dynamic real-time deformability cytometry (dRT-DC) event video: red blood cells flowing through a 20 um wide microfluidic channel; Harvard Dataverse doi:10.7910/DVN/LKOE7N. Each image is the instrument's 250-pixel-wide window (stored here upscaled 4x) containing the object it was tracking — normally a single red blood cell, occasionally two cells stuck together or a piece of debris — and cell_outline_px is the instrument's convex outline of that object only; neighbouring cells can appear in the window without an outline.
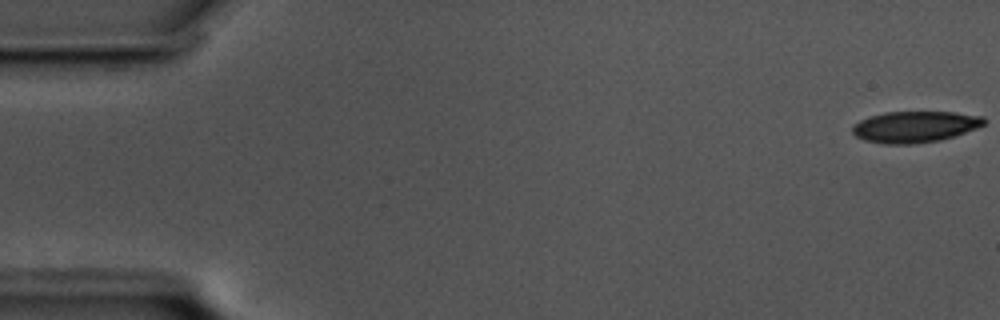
{"species": "common noctule bat (a hibernating species)", "species_latin": "Nyctalus noctula", "temperature_condition": "cold", "stored_images_in_passage": 14, "camera_frame_rate_fps": 3000, "um_per_image_px": 0.085, "animal": {"sex": "male", "body_mass_g": 17.5, "forearm_length_mm": 52.3}, "frame": {"image": 1, "passage_image": 1, "time_ms": 0.0, "image_size_px": [1000, 320], "cell_outline_px": [[984, 124], [948, 136], [932, 140], [872, 140], [860, 136], [852, 128], [856, 124], [864, 120], [876, 116], [892, 112], [948, 112], [968, 116], [984, 120]], "centroid_in_image_um": [77.78, 10.69], "position_along_channel_um": 7.2, "area_um2": 20.52}}
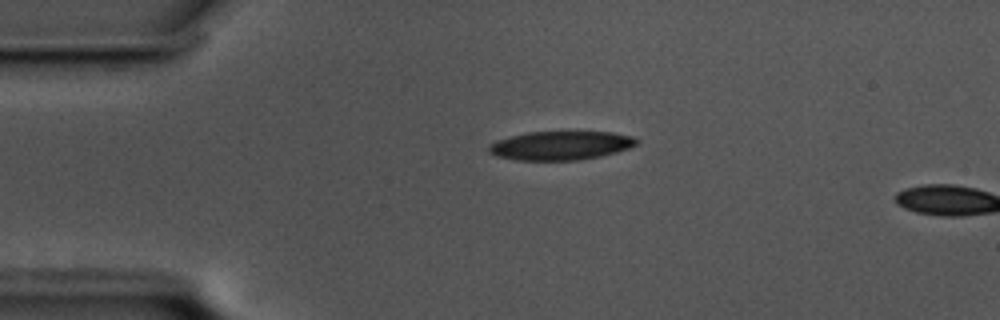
{"frame": {"image": 2, "passage_image": 13, "time_ms": 4.0, "image_size_px": [1000, 320], "cell_outline_px": [[636, 140], [632, 144], [624, 148], [592, 156], [564, 160], [528, 160], [504, 156], [492, 152], [492, 144], [504, 140], [536, 132], [604, 132], [624, 136]], "centroid_in_image_um": [47.65, 12.36], "position_along_channel_um": 37.4, "area_um2": 22.08}}